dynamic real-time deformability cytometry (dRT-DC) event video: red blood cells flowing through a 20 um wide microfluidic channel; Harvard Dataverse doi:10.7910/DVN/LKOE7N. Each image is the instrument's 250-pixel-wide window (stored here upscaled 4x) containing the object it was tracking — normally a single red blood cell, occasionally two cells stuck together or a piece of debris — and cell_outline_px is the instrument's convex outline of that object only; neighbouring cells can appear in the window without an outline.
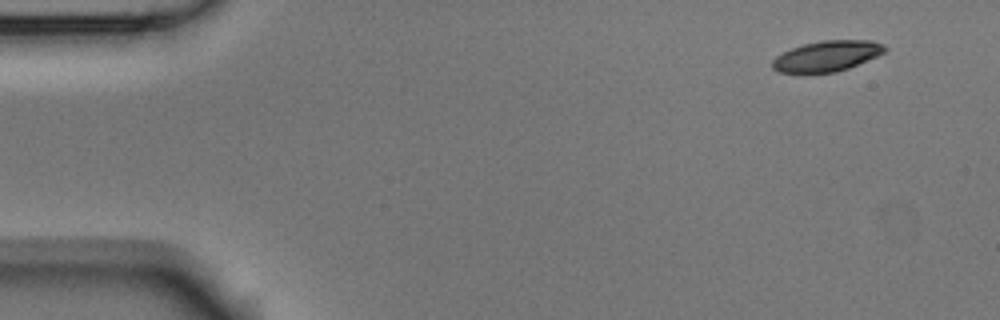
{"species": "Egyptian fruit bat (a non-hibernating species)", "species_latin": "Rousettus aegyptiacus", "temperature_condition": "room temperature", "stored_images_in_passage": 4, "camera_frame_rate_fps": 3000, "um_per_image_px": 0.085, "animal": {"sex": "male"}, "frame": {"image": 1, "passage_image": 1, "time_ms": 0.0, "image_size_px": [1000, 320], "cell_outline_px": [[888, 48], [884, 52], [876, 56], [848, 68], [836, 72], [804, 76], [776, 72], [772, 68], [772, 60], [776, 56], [792, 48], [804, 44], [824, 40], [872, 40], [884, 44]], "centroid_in_image_um": [70.22, 4.81], "position_along_channel_um": 14.8, "area_um2": 20.69}}
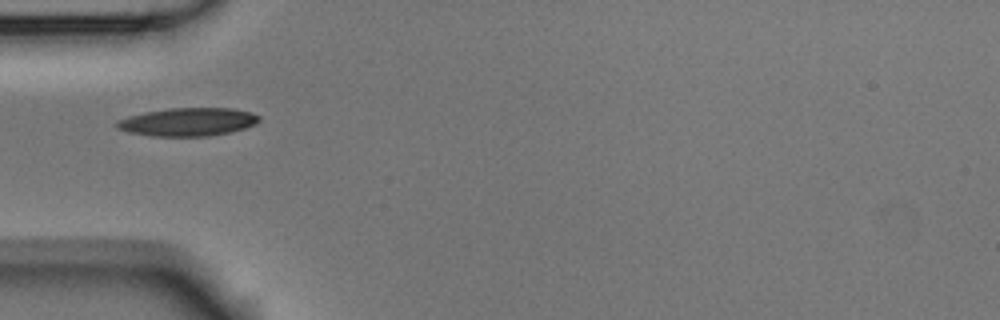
{"frame": {"image": 2, "passage_image": 4, "time_ms": 1.0, "image_size_px": [1000, 320], "cell_outline_px": [[260, 120], [256, 124], [244, 128], [228, 132], [208, 136], [152, 136], [128, 132], [116, 128], [116, 120], [128, 116], [144, 112], [168, 108], [232, 108], [252, 112], [260, 116]], "centroid_in_image_um": [15.96, 10.35], "position_along_channel_um": 69.0, "area_um2": 23.47}}